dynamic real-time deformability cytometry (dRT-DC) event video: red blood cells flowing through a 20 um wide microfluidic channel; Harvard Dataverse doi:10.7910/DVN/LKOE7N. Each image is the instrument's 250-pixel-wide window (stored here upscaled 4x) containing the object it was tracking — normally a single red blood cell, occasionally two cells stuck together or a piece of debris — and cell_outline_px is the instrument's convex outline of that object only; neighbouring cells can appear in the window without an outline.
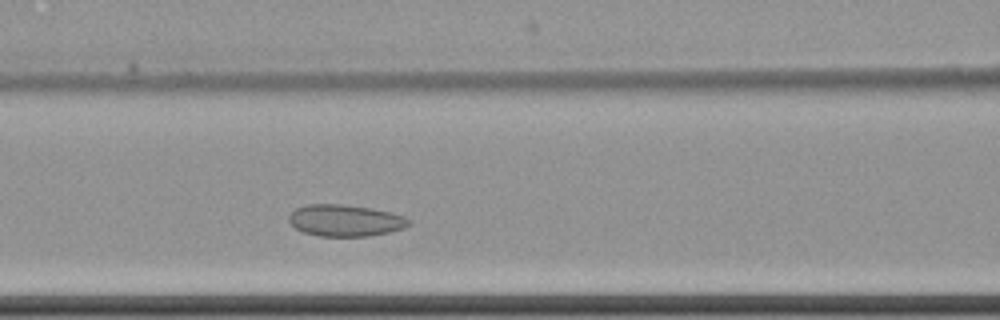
{"species": "common noctule bat (a hibernating species)", "species_latin": "Nyctalus noctula", "temperature_condition": "cold", "stored_images_in_passage": 30, "camera_frame_rate_fps": 3000, "um_per_image_px": 0.085, "animal": {"sex": "female", "body_mass_g": 22.7, "forearm_length_mm": 54.2}, "frame": {"image": 1, "passage_image": 15, "time_ms": 4.667, "image_size_px": [1000, 320], "cell_outline_px": [[412, 224], [404, 228], [388, 232], [368, 236], [320, 236], [304, 232], [296, 228], [288, 220], [288, 216], [296, 208], [304, 204], [340, 204], [372, 208], [404, 216], [412, 220]], "centroid_in_image_um": [29.36, 18.73], "position_along_channel_um": 137.2, "area_um2": 22.14}}
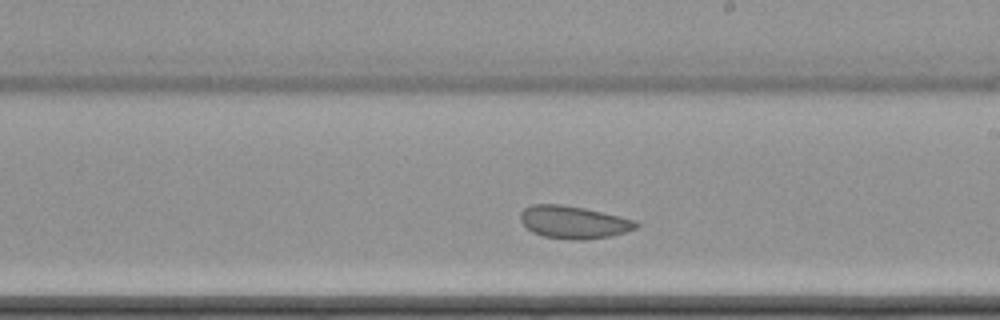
{"frame": {"image": 2, "passage_image": 24, "time_ms": 7.667, "image_size_px": [1000, 320], "cell_outline_px": [[640, 224], [636, 228], [624, 232], [608, 236], [584, 240], [572, 240], [544, 236], [532, 232], [520, 220], [520, 212], [524, 208], [532, 204], [560, 204], [584, 208], [636, 220]], "centroid_in_image_um": [48.74, 18.88], "position_along_channel_um": 240.3, "area_um2": 21.85}}
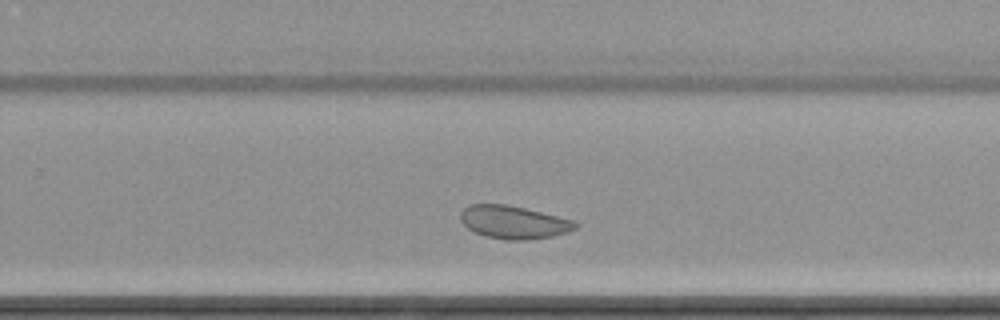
{"frame": {"image": 3, "passage_image": 28, "time_ms": 9.0, "image_size_px": [1000, 320], "cell_outline_px": [[580, 224], [576, 228], [552, 236], [528, 240], [504, 240], [484, 236], [468, 228], [460, 220], [460, 212], [468, 204], [504, 204], [524, 208], [572, 220]], "centroid_in_image_um": [43.61, 18.89], "position_along_channel_um": 286.2, "area_um2": 21.91}}